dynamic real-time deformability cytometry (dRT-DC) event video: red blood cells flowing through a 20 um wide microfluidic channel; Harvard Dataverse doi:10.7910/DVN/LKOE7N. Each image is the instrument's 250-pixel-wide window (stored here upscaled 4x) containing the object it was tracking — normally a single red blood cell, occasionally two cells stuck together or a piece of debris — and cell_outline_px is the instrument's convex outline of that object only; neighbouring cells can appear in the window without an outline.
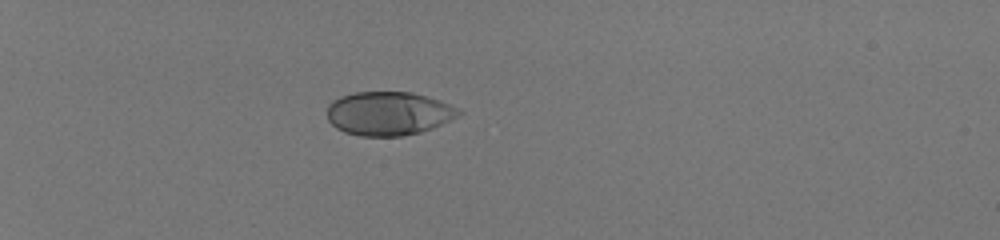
{"species": "human", "species_latin": "Homo sapiens", "temperature_condition": "room temperature", "stored_images_in_passage": 36, "camera_frame_rate_fps": 3000, "um_per_image_px": 0.085, "donor": {"sex": "male"}, "frame": {"image": 1, "passage_image": 1, "time_ms": 0.0, "image_size_px": [1000, 240], "cell_outline_px": [[464, 112], [432, 128], [420, 132], [404, 136], [360, 136], [344, 132], [336, 128], [328, 120], [328, 104], [332, 100], [340, 96], [356, 92], [412, 92], [440, 100], [460, 108]], "centroid_in_image_um": [33.02, 9.64], "position_along_channel_um": 52.0, "area_um2": 33.58}}
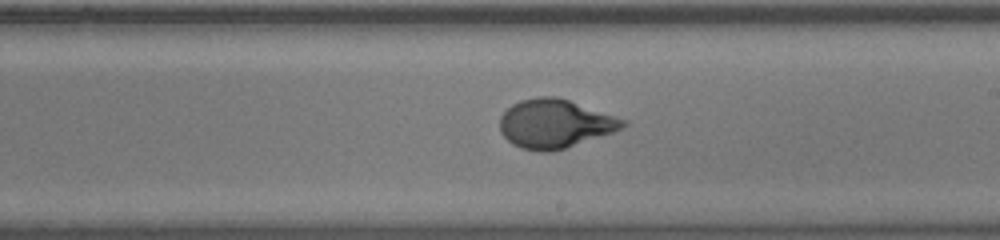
{"frame": {"image": 2, "passage_image": 19, "time_ms": 6.0, "image_size_px": [1000, 240], "cell_outline_px": [[628, 124], [624, 128], [564, 148], [548, 152], [540, 152], [520, 148], [512, 144], [500, 132], [500, 116], [512, 104], [520, 100], [536, 96], [556, 96], [628, 120]], "centroid_in_image_um": [47.15, 10.51], "position_along_channel_um": 241.9, "area_um2": 34.85}}
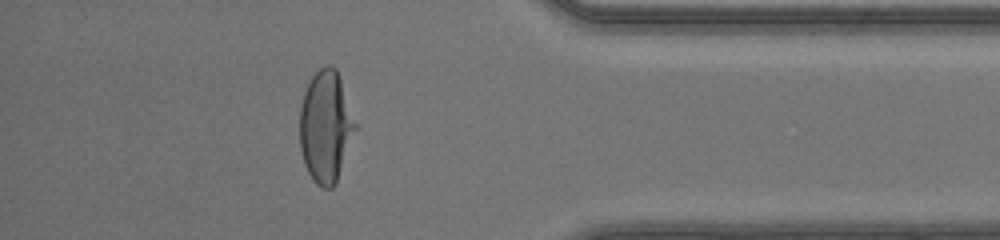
{"frame": {"image": 3, "passage_image": 32, "time_ms": 10.333, "image_size_px": [1000, 240], "cell_outline_px": [[356, 128], [336, 184], [332, 188], [324, 188], [316, 184], [312, 180], [304, 164], [300, 148], [300, 108], [304, 92], [312, 76], [320, 68], [328, 64], [336, 68], [356, 124]], "centroid_in_image_um": [27.67, 10.79], "position_along_channel_um": 407.5, "area_um2": 35.84}, "authors_computed_cell_mechanics": {"area_um2": 34.7667, "velocity_mm_per_s": 4.1464, "shape_relaxation_time_tau1_ms": 4.0688, "shape_relaxation_time_tau2_ms": null, "deformation_change_tau1": 0.2146, "deformation_change_tau2": null}}